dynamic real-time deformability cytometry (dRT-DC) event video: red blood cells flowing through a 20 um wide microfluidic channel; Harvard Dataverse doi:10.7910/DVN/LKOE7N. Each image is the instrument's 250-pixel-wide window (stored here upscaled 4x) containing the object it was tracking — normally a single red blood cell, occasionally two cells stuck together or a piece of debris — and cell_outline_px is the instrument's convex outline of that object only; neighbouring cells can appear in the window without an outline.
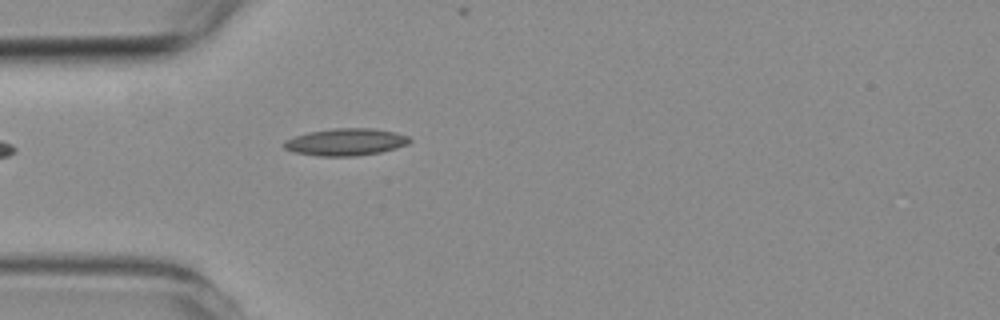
{"species": "common noctule bat (a hibernating species)", "species_latin": "Nyctalus noctula", "temperature_condition": "room temperature", "stored_images_in_passage": 2, "camera_frame_rate_fps": 3000, "um_per_image_px": 0.085, "animal": {"sex": "female", "body_mass_g": 19.3, "forearm_length_mm": 54.1}, "frame": {"image": 1, "passage_image": 2, "time_ms": 1.333, "image_size_px": [1000, 320], "cell_outline_px": [[412, 140], [408, 144], [396, 148], [380, 152], [356, 156], [320, 156], [296, 152], [284, 148], [284, 140], [308, 132], [336, 128], [368, 128], [396, 132], [408, 136]], "centroid_in_image_um": [29.42, 12.07], "position_along_channel_um": 55.6, "area_um2": 19.71}}